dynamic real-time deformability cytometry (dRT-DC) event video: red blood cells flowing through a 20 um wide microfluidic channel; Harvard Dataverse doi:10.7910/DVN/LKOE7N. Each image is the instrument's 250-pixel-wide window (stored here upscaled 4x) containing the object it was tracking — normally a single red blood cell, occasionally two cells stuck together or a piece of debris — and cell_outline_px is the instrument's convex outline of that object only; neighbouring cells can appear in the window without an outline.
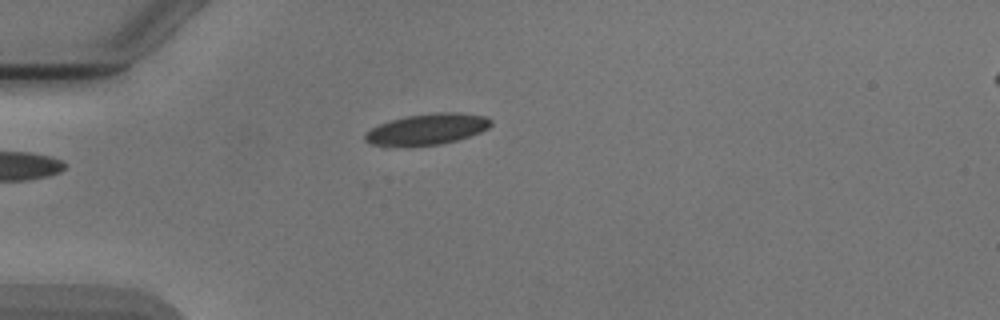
{"species": "Egyptian fruit bat (a non-hibernating species)", "species_latin": "Rousettus aegyptiacus", "temperature_condition": "cold", "stored_images_in_passage": 5, "camera_frame_rate_fps": 3000, "um_per_image_px": 0.085, "animal": {"sex": "male"}, "frame": {"image": 1, "passage_image": 5, "time_ms": 4.667, "image_size_px": [1000, 320], "cell_outline_px": [[492, 124], [488, 128], [480, 132], [456, 140], [440, 144], [384, 148], [372, 144], [364, 140], [364, 132], [380, 124], [392, 120], [408, 116], [440, 112], [456, 112], [484, 116], [492, 120]], "centroid_in_image_um": [36.24, 11.01], "position_along_channel_um": 48.8, "area_um2": 22.89}}